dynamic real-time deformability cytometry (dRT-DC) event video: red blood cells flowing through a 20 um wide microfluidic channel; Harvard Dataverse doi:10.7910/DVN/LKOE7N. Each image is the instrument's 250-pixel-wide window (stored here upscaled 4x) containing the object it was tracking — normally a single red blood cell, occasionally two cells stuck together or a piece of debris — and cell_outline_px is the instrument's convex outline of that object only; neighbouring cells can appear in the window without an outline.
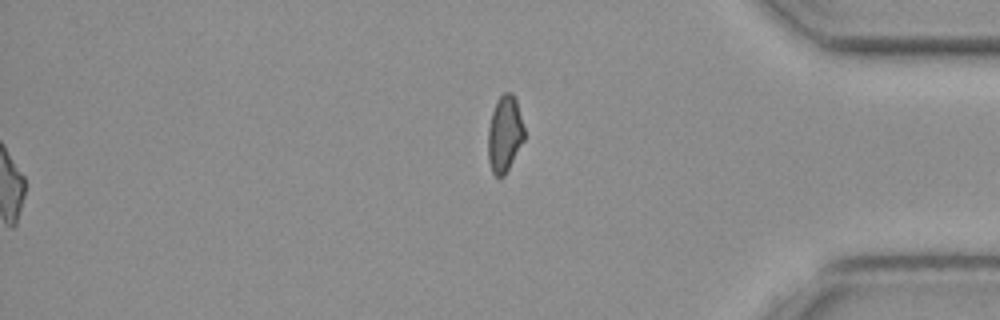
{"species": "common noctule bat (a hibernating species)", "species_latin": "Nyctalus noctula", "temperature_condition": "cold", "stored_images_in_passage": 45, "segment_of_instrument_passage": [2, 2], "camera_frame_rate_fps": 3000, "um_per_image_px": 0.085, "animal": {"sex": "female", "body_mass_g": 19.3, "forearm_length_mm": 54.1}, "frame": {"image": 1, "passage_image": 45, "time_ms": 14.667, "image_size_px": [1000, 320], "cell_outline_px": [[524, 140], [504, 176], [496, 176], [492, 172], [488, 160], [488, 128], [492, 112], [496, 100], [504, 92], [512, 92], [516, 100], [524, 128]], "centroid_in_image_um": [42.88, 11.37], "position_along_channel_um": 392.3, "area_um2": 16.07}}